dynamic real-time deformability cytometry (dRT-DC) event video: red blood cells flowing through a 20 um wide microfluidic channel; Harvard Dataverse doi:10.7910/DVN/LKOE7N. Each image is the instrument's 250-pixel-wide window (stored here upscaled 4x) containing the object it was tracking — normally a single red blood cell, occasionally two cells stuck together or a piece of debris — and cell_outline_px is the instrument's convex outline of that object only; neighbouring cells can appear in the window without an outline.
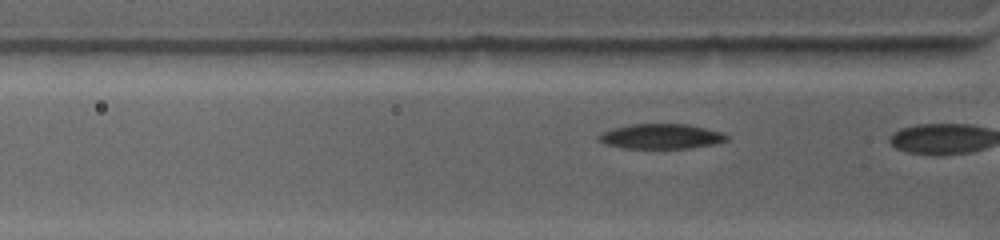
{"species": "common noctule bat (a hibernating species)", "species_latin": "Nyctalus noctula", "temperature_condition": "warm", "stored_images_in_passage": 5, "camera_frame_rate_fps": 4500, "um_per_image_px": 0.085, "animal": {"sex": "female", "body_mass_g": 19.0, "forearm_length_mm": 53.3}, "frame": {"image": 1, "passage_image": 4, "time_ms": 0.889, "image_size_px": [1000, 240], "cell_outline_px": [[728, 140], [716, 144], [688, 148], [624, 148], [608, 144], [596, 140], [596, 136], [600, 132], [612, 128], [632, 124], [688, 124], [720, 132], [728, 136]], "centroid_in_image_um": [56.15, 11.59], "position_along_channel_um": 69.6, "area_um2": 18.61}}